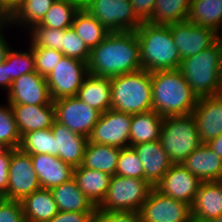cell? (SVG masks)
<instances>
[{"label":"cell","mask_w":222,"mask_h":222,"mask_svg":"<svg viewBox=\"0 0 222 222\" xmlns=\"http://www.w3.org/2000/svg\"><path fill=\"white\" fill-rule=\"evenodd\" d=\"M89 74L112 78L142 69L135 31L110 32L91 50Z\"/></svg>","instance_id":"cell-1"},{"label":"cell","mask_w":222,"mask_h":222,"mask_svg":"<svg viewBox=\"0 0 222 222\" xmlns=\"http://www.w3.org/2000/svg\"><path fill=\"white\" fill-rule=\"evenodd\" d=\"M153 110L161 117L189 115L198 97L179 69L151 72Z\"/></svg>","instance_id":"cell-2"},{"label":"cell","mask_w":222,"mask_h":222,"mask_svg":"<svg viewBox=\"0 0 222 222\" xmlns=\"http://www.w3.org/2000/svg\"><path fill=\"white\" fill-rule=\"evenodd\" d=\"M135 32L139 42L142 69L156 72L179 68L182 59L169 25L142 22Z\"/></svg>","instance_id":"cell-3"},{"label":"cell","mask_w":222,"mask_h":222,"mask_svg":"<svg viewBox=\"0 0 222 222\" xmlns=\"http://www.w3.org/2000/svg\"><path fill=\"white\" fill-rule=\"evenodd\" d=\"M178 69L198 98L216 96L222 81V37L210 48L182 59Z\"/></svg>","instance_id":"cell-4"},{"label":"cell","mask_w":222,"mask_h":222,"mask_svg":"<svg viewBox=\"0 0 222 222\" xmlns=\"http://www.w3.org/2000/svg\"><path fill=\"white\" fill-rule=\"evenodd\" d=\"M111 109L138 114L153 110L151 72L140 69L111 78Z\"/></svg>","instance_id":"cell-5"},{"label":"cell","mask_w":222,"mask_h":222,"mask_svg":"<svg viewBox=\"0 0 222 222\" xmlns=\"http://www.w3.org/2000/svg\"><path fill=\"white\" fill-rule=\"evenodd\" d=\"M159 140L174 164H181L202 144L192 114L164 117Z\"/></svg>","instance_id":"cell-6"},{"label":"cell","mask_w":222,"mask_h":222,"mask_svg":"<svg viewBox=\"0 0 222 222\" xmlns=\"http://www.w3.org/2000/svg\"><path fill=\"white\" fill-rule=\"evenodd\" d=\"M153 187L144 179L113 175L108 191L97 210L137 211L140 212L143 203Z\"/></svg>","instance_id":"cell-7"},{"label":"cell","mask_w":222,"mask_h":222,"mask_svg":"<svg viewBox=\"0 0 222 222\" xmlns=\"http://www.w3.org/2000/svg\"><path fill=\"white\" fill-rule=\"evenodd\" d=\"M82 8L109 32L136 31L142 24L130 0H82Z\"/></svg>","instance_id":"cell-8"},{"label":"cell","mask_w":222,"mask_h":222,"mask_svg":"<svg viewBox=\"0 0 222 222\" xmlns=\"http://www.w3.org/2000/svg\"><path fill=\"white\" fill-rule=\"evenodd\" d=\"M88 75L87 62L63 56L46 77L51 100L77 96Z\"/></svg>","instance_id":"cell-9"},{"label":"cell","mask_w":222,"mask_h":222,"mask_svg":"<svg viewBox=\"0 0 222 222\" xmlns=\"http://www.w3.org/2000/svg\"><path fill=\"white\" fill-rule=\"evenodd\" d=\"M56 122L72 132L89 137L97 124L101 112L75 97H65L53 101Z\"/></svg>","instance_id":"cell-10"},{"label":"cell","mask_w":222,"mask_h":222,"mask_svg":"<svg viewBox=\"0 0 222 222\" xmlns=\"http://www.w3.org/2000/svg\"><path fill=\"white\" fill-rule=\"evenodd\" d=\"M40 183L34 170L30 154L20 148L12 149L9 179L5 199L22 201L26 196L39 190Z\"/></svg>","instance_id":"cell-11"},{"label":"cell","mask_w":222,"mask_h":222,"mask_svg":"<svg viewBox=\"0 0 222 222\" xmlns=\"http://www.w3.org/2000/svg\"><path fill=\"white\" fill-rule=\"evenodd\" d=\"M132 114L109 109L101 113L97 124L93 127L89 142L115 146L130 147V128Z\"/></svg>","instance_id":"cell-12"},{"label":"cell","mask_w":222,"mask_h":222,"mask_svg":"<svg viewBox=\"0 0 222 222\" xmlns=\"http://www.w3.org/2000/svg\"><path fill=\"white\" fill-rule=\"evenodd\" d=\"M141 222H191V206L153 188L140 210Z\"/></svg>","instance_id":"cell-13"},{"label":"cell","mask_w":222,"mask_h":222,"mask_svg":"<svg viewBox=\"0 0 222 222\" xmlns=\"http://www.w3.org/2000/svg\"><path fill=\"white\" fill-rule=\"evenodd\" d=\"M169 26L181 59L210 48L222 37L213 29L198 26L188 20Z\"/></svg>","instance_id":"cell-14"},{"label":"cell","mask_w":222,"mask_h":222,"mask_svg":"<svg viewBox=\"0 0 222 222\" xmlns=\"http://www.w3.org/2000/svg\"><path fill=\"white\" fill-rule=\"evenodd\" d=\"M200 184L201 181L183 165L173 164L154 188L162 195L182 201L191 206Z\"/></svg>","instance_id":"cell-15"},{"label":"cell","mask_w":222,"mask_h":222,"mask_svg":"<svg viewBox=\"0 0 222 222\" xmlns=\"http://www.w3.org/2000/svg\"><path fill=\"white\" fill-rule=\"evenodd\" d=\"M6 94L9 104L48 105L52 101L46 77L37 72L23 74L12 81Z\"/></svg>","instance_id":"cell-16"},{"label":"cell","mask_w":222,"mask_h":222,"mask_svg":"<svg viewBox=\"0 0 222 222\" xmlns=\"http://www.w3.org/2000/svg\"><path fill=\"white\" fill-rule=\"evenodd\" d=\"M191 114L202 143L222 134V99L217 95L199 97Z\"/></svg>","instance_id":"cell-17"},{"label":"cell","mask_w":222,"mask_h":222,"mask_svg":"<svg viewBox=\"0 0 222 222\" xmlns=\"http://www.w3.org/2000/svg\"><path fill=\"white\" fill-rule=\"evenodd\" d=\"M131 147L142 162L144 180L154 188L174 163L163 149L160 140L144 142Z\"/></svg>","instance_id":"cell-18"},{"label":"cell","mask_w":222,"mask_h":222,"mask_svg":"<svg viewBox=\"0 0 222 222\" xmlns=\"http://www.w3.org/2000/svg\"><path fill=\"white\" fill-rule=\"evenodd\" d=\"M20 136L25 133L51 128L55 119L53 101L48 105L10 104Z\"/></svg>","instance_id":"cell-19"},{"label":"cell","mask_w":222,"mask_h":222,"mask_svg":"<svg viewBox=\"0 0 222 222\" xmlns=\"http://www.w3.org/2000/svg\"><path fill=\"white\" fill-rule=\"evenodd\" d=\"M51 131L56 141V156L73 168L82 165L88 137L69 130L66 126L54 122Z\"/></svg>","instance_id":"cell-20"},{"label":"cell","mask_w":222,"mask_h":222,"mask_svg":"<svg viewBox=\"0 0 222 222\" xmlns=\"http://www.w3.org/2000/svg\"><path fill=\"white\" fill-rule=\"evenodd\" d=\"M201 182L218 181L222 178V158L207 143H202L182 163Z\"/></svg>","instance_id":"cell-21"},{"label":"cell","mask_w":222,"mask_h":222,"mask_svg":"<svg viewBox=\"0 0 222 222\" xmlns=\"http://www.w3.org/2000/svg\"><path fill=\"white\" fill-rule=\"evenodd\" d=\"M40 187L51 189L73 178V167L49 154L30 155Z\"/></svg>","instance_id":"cell-22"},{"label":"cell","mask_w":222,"mask_h":222,"mask_svg":"<svg viewBox=\"0 0 222 222\" xmlns=\"http://www.w3.org/2000/svg\"><path fill=\"white\" fill-rule=\"evenodd\" d=\"M191 215L198 221L222 217V188L218 181L201 182L191 205Z\"/></svg>","instance_id":"cell-23"},{"label":"cell","mask_w":222,"mask_h":222,"mask_svg":"<svg viewBox=\"0 0 222 222\" xmlns=\"http://www.w3.org/2000/svg\"><path fill=\"white\" fill-rule=\"evenodd\" d=\"M111 177L108 173L89 169L82 165L73 169V178L76 180L78 188L96 207L104 199Z\"/></svg>","instance_id":"cell-24"},{"label":"cell","mask_w":222,"mask_h":222,"mask_svg":"<svg viewBox=\"0 0 222 222\" xmlns=\"http://www.w3.org/2000/svg\"><path fill=\"white\" fill-rule=\"evenodd\" d=\"M111 78L89 74L77 93V98L104 113L111 109Z\"/></svg>","instance_id":"cell-25"},{"label":"cell","mask_w":222,"mask_h":222,"mask_svg":"<svg viewBox=\"0 0 222 222\" xmlns=\"http://www.w3.org/2000/svg\"><path fill=\"white\" fill-rule=\"evenodd\" d=\"M59 211L96 212L97 207L78 188L74 178L50 189Z\"/></svg>","instance_id":"cell-26"},{"label":"cell","mask_w":222,"mask_h":222,"mask_svg":"<svg viewBox=\"0 0 222 222\" xmlns=\"http://www.w3.org/2000/svg\"><path fill=\"white\" fill-rule=\"evenodd\" d=\"M21 203L26 222H48L59 212L50 189L40 188Z\"/></svg>","instance_id":"cell-27"},{"label":"cell","mask_w":222,"mask_h":222,"mask_svg":"<svg viewBox=\"0 0 222 222\" xmlns=\"http://www.w3.org/2000/svg\"><path fill=\"white\" fill-rule=\"evenodd\" d=\"M121 148L88 141L82 166L115 175Z\"/></svg>","instance_id":"cell-28"},{"label":"cell","mask_w":222,"mask_h":222,"mask_svg":"<svg viewBox=\"0 0 222 222\" xmlns=\"http://www.w3.org/2000/svg\"><path fill=\"white\" fill-rule=\"evenodd\" d=\"M163 117L154 110L132 114L130 128V147L144 143L159 140Z\"/></svg>","instance_id":"cell-29"},{"label":"cell","mask_w":222,"mask_h":222,"mask_svg":"<svg viewBox=\"0 0 222 222\" xmlns=\"http://www.w3.org/2000/svg\"><path fill=\"white\" fill-rule=\"evenodd\" d=\"M57 0H21L9 14V25L29 29L38 24Z\"/></svg>","instance_id":"cell-30"},{"label":"cell","mask_w":222,"mask_h":222,"mask_svg":"<svg viewBox=\"0 0 222 222\" xmlns=\"http://www.w3.org/2000/svg\"><path fill=\"white\" fill-rule=\"evenodd\" d=\"M188 21L222 36V0H191Z\"/></svg>","instance_id":"cell-31"},{"label":"cell","mask_w":222,"mask_h":222,"mask_svg":"<svg viewBox=\"0 0 222 222\" xmlns=\"http://www.w3.org/2000/svg\"><path fill=\"white\" fill-rule=\"evenodd\" d=\"M191 8V0H156L148 23L170 25L186 21Z\"/></svg>","instance_id":"cell-32"},{"label":"cell","mask_w":222,"mask_h":222,"mask_svg":"<svg viewBox=\"0 0 222 222\" xmlns=\"http://www.w3.org/2000/svg\"><path fill=\"white\" fill-rule=\"evenodd\" d=\"M72 28L90 50L95 48L110 33L95 17L82 7L74 17Z\"/></svg>","instance_id":"cell-33"},{"label":"cell","mask_w":222,"mask_h":222,"mask_svg":"<svg viewBox=\"0 0 222 222\" xmlns=\"http://www.w3.org/2000/svg\"><path fill=\"white\" fill-rule=\"evenodd\" d=\"M82 7V0H57L47 11L43 19L35 25L55 29L72 26L76 13Z\"/></svg>","instance_id":"cell-34"},{"label":"cell","mask_w":222,"mask_h":222,"mask_svg":"<svg viewBox=\"0 0 222 222\" xmlns=\"http://www.w3.org/2000/svg\"><path fill=\"white\" fill-rule=\"evenodd\" d=\"M56 139L51 128L25 133L19 148L27 154H49L56 156Z\"/></svg>","instance_id":"cell-35"},{"label":"cell","mask_w":222,"mask_h":222,"mask_svg":"<svg viewBox=\"0 0 222 222\" xmlns=\"http://www.w3.org/2000/svg\"><path fill=\"white\" fill-rule=\"evenodd\" d=\"M30 35L29 47L30 48H52L62 52V35L64 29H55L44 27L41 25H33L25 30V33Z\"/></svg>","instance_id":"cell-36"},{"label":"cell","mask_w":222,"mask_h":222,"mask_svg":"<svg viewBox=\"0 0 222 222\" xmlns=\"http://www.w3.org/2000/svg\"><path fill=\"white\" fill-rule=\"evenodd\" d=\"M21 143V136L18 131L13 110L7 102L0 105V145L7 149H17Z\"/></svg>","instance_id":"cell-37"},{"label":"cell","mask_w":222,"mask_h":222,"mask_svg":"<svg viewBox=\"0 0 222 222\" xmlns=\"http://www.w3.org/2000/svg\"><path fill=\"white\" fill-rule=\"evenodd\" d=\"M6 67L8 77H10L12 81L19 78L23 74L36 72L35 59L32 49L29 47L27 51H17L11 48L6 57Z\"/></svg>","instance_id":"cell-38"},{"label":"cell","mask_w":222,"mask_h":222,"mask_svg":"<svg viewBox=\"0 0 222 222\" xmlns=\"http://www.w3.org/2000/svg\"><path fill=\"white\" fill-rule=\"evenodd\" d=\"M115 174L122 177L144 179L142 162L132 147L121 149Z\"/></svg>","instance_id":"cell-39"},{"label":"cell","mask_w":222,"mask_h":222,"mask_svg":"<svg viewBox=\"0 0 222 222\" xmlns=\"http://www.w3.org/2000/svg\"><path fill=\"white\" fill-rule=\"evenodd\" d=\"M62 53L69 58H75L88 63L91 50L71 26L64 29V34L62 35Z\"/></svg>","instance_id":"cell-40"},{"label":"cell","mask_w":222,"mask_h":222,"mask_svg":"<svg viewBox=\"0 0 222 222\" xmlns=\"http://www.w3.org/2000/svg\"><path fill=\"white\" fill-rule=\"evenodd\" d=\"M31 49L35 59L36 72L44 77H47L52 72L55 65L58 64L64 56L61 51L52 48L44 47Z\"/></svg>","instance_id":"cell-41"},{"label":"cell","mask_w":222,"mask_h":222,"mask_svg":"<svg viewBox=\"0 0 222 222\" xmlns=\"http://www.w3.org/2000/svg\"><path fill=\"white\" fill-rule=\"evenodd\" d=\"M0 222H26L21 201L3 198L0 201Z\"/></svg>","instance_id":"cell-42"},{"label":"cell","mask_w":222,"mask_h":222,"mask_svg":"<svg viewBox=\"0 0 222 222\" xmlns=\"http://www.w3.org/2000/svg\"><path fill=\"white\" fill-rule=\"evenodd\" d=\"M92 222H141L137 211H111L96 210Z\"/></svg>","instance_id":"cell-43"},{"label":"cell","mask_w":222,"mask_h":222,"mask_svg":"<svg viewBox=\"0 0 222 222\" xmlns=\"http://www.w3.org/2000/svg\"><path fill=\"white\" fill-rule=\"evenodd\" d=\"M95 212L59 211L48 222H92Z\"/></svg>","instance_id":"cell-44"},{"label":"cell","mask_w":222,"mask_h":222,"mask_svg":"<svg viewBox=\"0 0 222 222\" xmlns=\"http://www.w3.org/2000/svg\"><path fill=\"white\" fill-rule=\"evenodd\" d=\"M136 17L141 22H148L155 7L156 0H130Z\"/></svg>","instance_id":"cell-45"},{"label":"cell","mask_w":222,"mask_h":222,"mask_svg":"<svg viewBox=\"0 0 222 222\" xmlns=\"http://www.w3.org/2000/svg\"><path fill=\"white\" fill-rule=\"evenodd\" d=\"M11 157L12 149H7L0 155V193L3 195L7 192Z\"/></svg>","instance_id":"cell-46"},{"label":"cell","mask_w":222,"mask_h":222,"mask_svg":"<svg viewBox=\"0 0 222 222\" xmlns=\"http://www.w3.org/2000/svg\"><path fill=\"white\" fill-rule=\"evenodd\" d=\"M12 84V80L8 77V71L6 67V59L0 64V88L8 92Z\"/></svg>","instance_id":"cell-47"},{"label":"cell","mask_w":222,"mask_h":222,"mask_svg":"<svg viewBox=\"0 0 222 222\" xmlns=\"http://www.w3.org/2000/svg\"><path fill=\"white\" fill-rule=\"evenodd\" d=\"M8 39H5V35L0 33V64L3 63L7 57L8 52L11 50V45L8 44Z\"/></svg>","instance_id":"cell-48"},{"label":"cell","mask_w":222,"mask_h":222,"mask_svg":"<svg viewBox=\"0 0 222 222\" xmlns=\"http://www.w3.org/2000/svg\"><path fill=\"white\" fill-rule=\"evenodd\" d=\"M207 144L212 151L222 158V134L210 140Z\"/></svg>","instance_id":"cell-49"},{"label":"cell","mask_w":222,"mask_h":222,"mask_svg":"<svg viewBox=\"0 0 222 222\" xmlns=\"http://www.w3.org/2000/svg\"><path fill=\"white\" fill-rule=\"evenodd\" d=\"M9 25V14L0 7V33L4 31V28ZM3 29V30H2Z\"/></svg>","instance_id":"cell-50"},{"label":"cell","mask_w":222,"mask_h":222,"mask_svg":"<svg viewBox=\"0 0 222 222\" xmlns=\"http://www.w3.org/2000/svg\"><path fill=\"white\" fill-rule=\"evenodd\" d=\"M205 222H222V217H216L209 220H206Z\"/></svg>","instance_id":"cell-51"},{"label":"cell","mask_w":222,"mask_h":222,"mask_svg":"<svg viewBox=\"0 0 222 222\" xmlns=\"http://www.w3.org/2000/svg\"><path fill=\"white\" fill-rule=\"evenodd\" d=\"M217 96L222 99V81H221V84H220V87H219V91H218Z\"/></svg>","instance_id":"cell-52"},{"label":"cell","mask_w":222,"mask_h":222,"mask_svg":"<svg viewBox=\"0 0 222 222\" xmlns=\"http://www.w3.org/2000/svg\"><path fill=\"white\" fill-rule=\"evenodd\" d=\"M6 150L7 148L5 146L0 145V155H2Z\"/></svg>","instance_id":"cell-53"},{"label":"cell","mask_w":222,"mask_h":222,"mask_svg":"<svg viewBox=\"0 0 222 222\" xmlns=\"http://www.w3.org/2000/svg\"><path fill=\"white\" fill-rule=\"evenodd\" d=\"M191 222H205V221H198V220H195V219H191Z\"/></svg>","instance_id":"cell-54"},{"label":"cell","mask_w":222,"mask_h":222,"mask_svg":"<svg viewBox=\"0 0 222 222\" xmlns=\"http://www.w3.org/2000/svg\"><path fill=\"white\" fill-rule=\"evenodd\" d=\"M218 182L220 183L221 185V188H222V178L218 180Z\"/></svg>","instance_id":"cell-55"},{"label":"cell","mask_w":222,"mask_h":222,"mask_svg":"<svg viewBox=\"0 0 222 222\" xmlns=\"http://www.w3.org/2000/svg\"><path fill=\"white\" fill-rule=\"evenodd\" d=\"M4 198L3 194L0 193V201Z\"/></svg>","instance_id":"cell-56"}]
</instances>
